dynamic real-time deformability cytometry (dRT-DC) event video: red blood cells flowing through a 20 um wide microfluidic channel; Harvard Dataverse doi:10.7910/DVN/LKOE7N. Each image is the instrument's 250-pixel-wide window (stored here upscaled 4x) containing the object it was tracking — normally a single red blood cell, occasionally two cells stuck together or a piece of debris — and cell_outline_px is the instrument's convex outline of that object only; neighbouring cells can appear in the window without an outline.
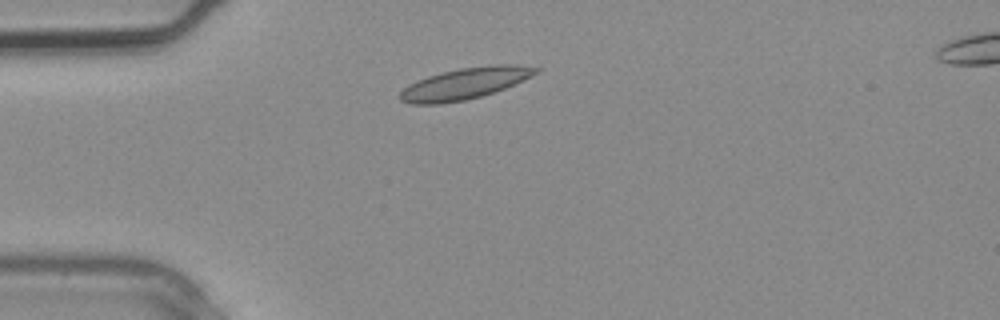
{"species": "common noctule bat (a hibernating species)", "species_latin": "Nyctalus noctula", "temperature_condition": "warm", "stored_images_in_passage": 1, "camera_frame_rate_fps": 3000, "um_per_image_px": 0.085, "animal": {"sex": "male", "body_mass_g": 20.4}, "frame": {"image": 1, "passage_image": 1, "time_ms": 0.0, "image_size_px": [1000, 320], "cell_outline_px": [[540, 72], [532, 76], [504, 88], [480, 96], [464, 100], [440, 104], [412, 104], [400, 100], [400, 92], [404, 88], [428, 76], [460, 68], [496, 64], [516, 64], [540, 68]], "centroid_in_image_um": [39.55, 7.09], "position_along_channel_um": 45.4, "area_um2": 24.39}}